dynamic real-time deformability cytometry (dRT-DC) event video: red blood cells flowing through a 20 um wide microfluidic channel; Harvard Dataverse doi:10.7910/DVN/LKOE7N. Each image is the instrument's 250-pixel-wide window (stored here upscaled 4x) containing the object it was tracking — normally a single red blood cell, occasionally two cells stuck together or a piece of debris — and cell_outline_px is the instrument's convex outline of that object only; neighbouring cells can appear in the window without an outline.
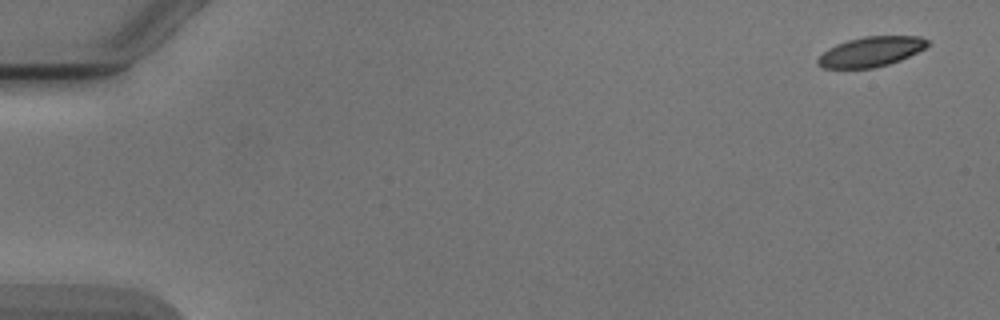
{"species": "Egyptian fruit bat (a non-hibernating species)", "species_latin": "Rousettus aegyptiacus", "temperature_condition": "cold", "stored_images_in_passage": 5, "camera_frame_rate_fps": 3000, "um_per_image_px": 0.085, "animal": {"sex": "male"}, "frame": {"image": 1, "passage_image": 1, "time_ms": 0.0, "image_size_px": [1000, 320], "cell_outline_px": [[932, 44], [900, 60], [888, 64], [872, 68], [824, 68], [816, 64], [816, 60], [828, 48], [836, 44], [848, 40], [864, 36], [920, 36], [928, 40]], "centroid_in_image_um": [74.03, 4.38], "position_along_channel_um": 11.0, "area_um2": 19.07}}
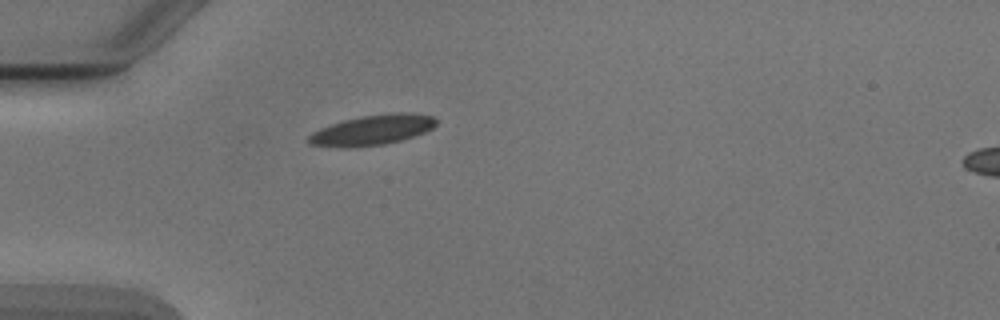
{"frame": {"image": 2, "passage_image": 5, "time_ms": 4.667, "image_size_px": [1000, 320], "cell_outline_px": [[436, 124], [432, 128], [424, 132], [400, 140], [384, 144], [344, 148], [308, 144], [308, 136], [312, 132], [320, 128], [344, 120], [360, 116], [392, 112], [408, 112], [432, 116], [436, 120]], "centroid_in_image_um": [31.62, 11.04], "position_along_channel_um": 53.4, "area_um2": 22.31}}